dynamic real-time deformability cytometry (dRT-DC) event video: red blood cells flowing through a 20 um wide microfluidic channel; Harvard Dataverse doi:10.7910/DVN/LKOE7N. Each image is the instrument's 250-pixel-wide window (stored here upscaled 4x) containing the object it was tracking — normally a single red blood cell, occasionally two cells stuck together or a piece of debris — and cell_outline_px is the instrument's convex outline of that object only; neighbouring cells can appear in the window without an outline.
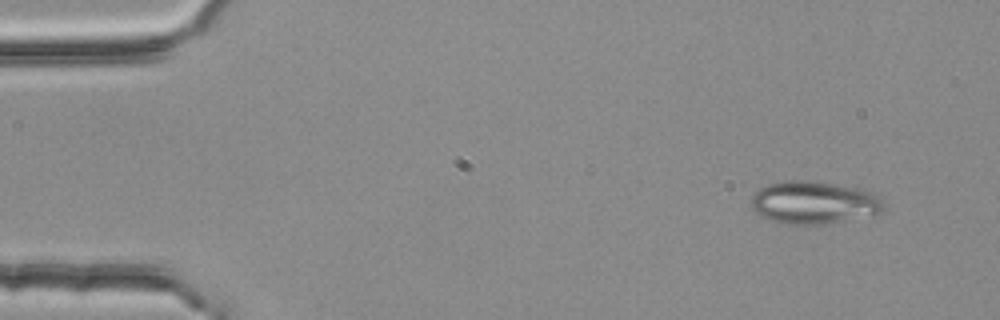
{"species": "common noctule bat (a hibernating species)", "species_latin": "Nyctalus noctula", "temperature_condition": "room temperature", "stored_images_in_passage": 4, "camera_frame_rate_fps": 3000, "um_per_image_px": 0.085, "animal": {"sex": "female", "body_mass_g": 25.1}, "frame": {"image": 1, "passage_image": 1, "time_ms": 0.0, "image_size_px": [1000, 320], "cell_outline_px": [[884, 208], [880, 212], [824, 224], [788, 224], [772, 220], [756, 212], [752, 208], [752, 196], [760, 188], [768, 184], [792, 180], [812, 180], [864, 188], [880, 196], [884, 204]], "centroid_in_image_um": [69.21, 17.18], "position_along_channel_um": 15.8, "area_um2": 32.71}}